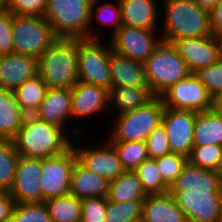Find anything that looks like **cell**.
<instances>
[{
	"label": "cell",
	"instance_id": "6da1fadb",
	"mask_svg": "<svg viewBox=\"0 0 222 222\" xmlns=\"http://www.w3.org/2000/svg\"><path fill=\"white\" fill-rule=\"evenodd\" d=\"M159 2L164 6H162L163 12L160 13L163 24H159L162 41L173 43L179 39L213 35L210 29L209 12L200 8L193 0H160Z\"/></svg>",
	"mask_w": 222,
	"mask_h": 222
},
{
	"label": "cell",
	"instance_id": "7a4b0ae2",
	"mask_svg": "<svg viewBox=\"0 0 222 222\" xmlns=\"http://www.w3.org/2000/svg\"><path fill=\"white\" fill-rule=\"evenodd\" d=\"M12 140L20 156L38 159L59 155L72 145V138L63 129L34 115L26 116Z\"/></svg>",
	"mask_w": 222,
	"mask_h": 222
},
{
	"label": "cell",
	"instance_id": "3957f363",
	"mask_svg": "<svg viewBox=\"0 0 222 222\" xmlns=\"http://www.w3.org/2000/svg\"><path fill=\"white\" fill-rule=\"evenodd\" d=\"M78 38H57L38 58V75L48 88L72 89L78 82Z\"/></svg>",
	"mask_w": 222,
	"mask_h": 222
},
{
	"label": "cell",
	"instance_id": "277c9868",
	"mask_svg": "<svg viewBox=\"0 0 222 222\" xmlns=\"http://www.w3.org/2000/svg\"><path fill=\"white\" fill-rule=\"evenodd\" d=\"M143 65L149 90L156 97L191 74L173 43L165 41L159 43Z\"/></svg>",
	"mask_w": 222,
	"mask_h": 222
},
{
	"label": "cell",
	"instance_id": "5b68a950",
	"mask_svg": "<svg viewBox=\"0 0 222 222\" xmlns=\"http://www.w3.org/2000/svg\"><path fill=\"white\" fill-rule=\"evenodd\" d=\"M165 108L162 98L154 96L144 106L112 117L114 120L108 121L111 129L104 137L108 141H146L162 123Z\"/></svg>",
	"mask_w": 222,
	"mask_h": 222
},
{
	"label": "cell",
	"instance_id": "8992f818",
	"mask_svg": "<svg viewBox=\"0 0 222 222\" xmlns=\"http://www.w3.org/2000/svg\"><path fill=\"white\" fill-rule=\"evenodd\" d=\"M93 0H48L44 19L57 38L89 39Z\"/></svg>",
	"mask_w": 222,
	"mask_h": 222
},
{
	"label": "cell",
	"instance_id": "52a82bcc",
	"mask_svg": "<svg viewBox=\"0 0 222 222\" xmlns=\"http://www.w3.org/2000/svg\"><path fill=\"white\" fill-rule=\"evenodd\" d=\"M107 39H78L79 81L111 89L110 52ZM104 41V42H103Z\"/></svg>",
	"mask_w": 222,
	"mask_h": 222
},
{
	"label": "cell",
	"instance_id": "ba28073f",
	"mask_svg": "<svg viewBox=\"0 0 222 222\" xmlns=\"http://www.w3.org/2000/svg\"><path fill=\"white\" fill-rule=\"evenodd\" d=\"M13 52L39 58L57 39L44 17H13Z\"/></svg>",
	"mask_w": 222,
	"mask_h": 222
},
{
	"label": "cell",
	"instance_id": "9c48e42d",
	"mask_svg": "<svg viewBox=\"0 0 222 222\" xmlns=\"http://www.w3.org/2000/svg\"><path fill=\"white\" fill-rule=\"evenodd\" d=\"M79 137L81 140L84 138L81 136L75 137L72 139V145L77 156V161L83 167L106 178L109 182L125 172L117 151L105 137L103 138L104 140L101 138L98 139V141L101 140L102 142L100 144L98 141L95 142L94 145L96 146H93V144L87 146L86 143L81 144ZM76 139H78L79 143L76 142Z\"/></svg>",
	"mask_w": 222,
	"mask_h": 222
},
{
	"label": "cell",
	"instance_id": "30bf717a",
	"mask_svg": "<svg viewBox=\"0 0 222 222\" xmlns=\"http://www.w3.org/2000/svg\"><path fill=\"white\" fill-rule=\"evenodd\" d=\"M76 161L73 145L59 155L41 159L42 202L70 194L71 174Z\"/></svg>",
	"mask_w": 222,
	"mask_h": 222
},
{
	"label": "cell",
	"instance_id": "8fae6325",
	"mask_svg": "<svg viewBox=\"0 0 222 222\" xmlns=\"http://www.w3.org/2000/svg\"><path fill=\"white\" fill-rule=\"evenodd\" d=\"M108 40L116 53L144 63L162 38L159 30L122 25Z\"/></svg>",
	"mask_w": 222,
	"mask_h": 222
},
{
	"label": "cell",
	"instance_id": "7c38bea8",
	"mask_svg": "<svg viewBox=\"0 0 222 222\" xmlns=\"http://www.w3.org/2000/svg\"><path fill=\"white\" fill-rule=\"evenodd\" d=\"M34 116L63 129L72 139L82 136L88 129L87 126L80 128V123L78 126L76 124L74 126H72L73 124L70 125L72 122L71 89L48 88L45 98L40 103Z\"/></svg>",
	"mask_w": 222,
	"mask_h": 222
},
{
	"label": "cell",
	"instance_id": "4fadbf2b",
	"mask_svg": "<svg viewBox=\"0 0 222 222\" xmlns=\"http://www.w3.org/2000/svg\"><path fill=\"white\" fill-rule=\"evenodd\" d=\"M164 106L204 112L213 109L214 98L195 73L171 86L161 96Z\"/></svg>",
	"mask_w": 222,
	"mask_h": 222
},
{
	"label": "cell",
	"instance_id": "5bb4252c",
	"mask_svg": "<svg viewBox=\"0 0 222 222\" xmlns=\"http://www.w3.org/2000/svg\"><path fill=\"white\" fill-rule=\"evenodd\" d=\"M185 213L187 222H218L222 205V192L191 190L169 192Z\"/></svg>",
	"mask_w": 222,
	"mask_h": 222
},
{
	"label": "cell",
	"instance_id": "9a60e30c",
	"mask_svg": "<svg viewBox=\"0 0 222 222\" xmlns=\"http://www.w3.org/2000/svg\"><path fill=\"white\" fill-rule=\"evenodd\" d=\"M72 123L76 120L81 123L85 120L94 119L101 115H107L109 121L111 116L109 114V90L104 87L88 84L79 81L72 89ZM96 115L97 118H94ZM99 116V117H98ZM80 119V120H79ZM74 120V121H73Z\"/></svg>",
	"mask_w": 222,
	"mask_h": 222
},
{
	"label": "cell",
	"instance_id": "2e32d148",
	"mask_svg": "<svg viewBox=\"0 0 222 222\" xmlns=\"http://www.w3.org/2000/svg\"><path fill=\"white\" fill-rule=\"evenodd\" d=\"M197 112L165 108L162 124L166 129L172 153L189 156L194 147L193 131Z\"/></svg>",
	"mask_w": 222,
	"mask_h": 222
},
{
	"label": "cell",
	"instance_id": "e0dca14e",
	"mask_svg": "<svg viewBox=\"0 0 222 222\" xmlns=\"http://www.w3.org/2000/svg\"><path fill=\"white\" fill-rule=\"evenodd\" d=\"M173 45L191 73L215 64L222 57L221 37L211 35L175 40Z\"/></svg>",
	"mask_w": 222,
	"mask_h": 222
},
{
	"label": "cell",
	"instance_id": "ac0fdd59",
	"mask_svg": "<svg viewBox=\"0 0 222 222\" xmlns=\"http://www.w3.org/2000/svg\"><path fill=\"white\" fill-rule=\"evenodd\" d=\"M41 159L20 156L10 194L15 203L42 202Z\"/></svg>",
	"mask_w": 222,
	"mask_h": 222
},
{
	"label": "cell",
	"instance_id": "d6986e66",
	"mask_svg": "<svg viewBox=\"0 0 222 222\" xmlns=\"http://www.w3.org/2000/svg\"><path fill=\"white\" fill-rule=\"evenodd\" d=\"M38 75V59L18 53L0 56V88L15 91Z\"/></svg>",
	"mask_w": 222,
	"mask_h": 222
},
{
	"label": "cell",
	"instance_id": "ffe728a7",
	"mask_svg": "<svg viewBox=\"0 0 222 222\" xmlns=\"http://www.w3.org/2000/svg\"><path fill=\"white\" fill-rule=\"evenodd\" d=\"M158 1V0H157ZM156 0H119L122 25L159 30L161 6ZM158 8L160 10H158Z\"/></svg>",
	"mask_w": 222,
	"mask_h": 222
},
{
	"label": "cell",
	"instance_id": "44dd1931",
	"mask_svg": "<svg viewBox=\"0 0 222 222\" xmlns=\"http://www.w3.org/2000/svg\"><path fill=\"white\" fill-rule=\"evenodd\" d=\"M191 190H209L222 192V185L218 171L196 167L189 162L177 177L169 192H183Z\"/></svg>",
	"mask_w": 222,
	"mask_h": 222
},
{
	"label": "cell",
	"instance_id": "7402d4cb",
	"mask_svg": "<svg viewBox=\"0 0 222 222\" xmlns=\"http://www.w3.org/2000/svg\"><path fill=\"white\" fill-rule=\"evenodd\" d=\"M142 220L143 222H187L185 213L169 192L148 195L144 199Z\"/></svg>",
	"mask_w": 222,
	"mask_h": 222
},
{
	"label": "cell",
	"instance_id": "603a6c76",
	"mask_svg": "<svg viewBox=\"0 0 222 222\" xmlns=\"http://www.w3.org/2000/svg\"><path fill=\"white\" fill-rule=\"evenodd\" d=\"M109 66L111 87L148 86L143 63L111 50Z\"/></svg>",
	"mask_w": 222,
	"mask_h": 222
},
{
	"label": "cell",
	"instance_id": "cb8c5ba5",
	"mask_svg": "<svg viewBox=\"0 0 222 222\" xmlns=\"http://www.w3.org/2000/svg\"><path fill=\"white\" fill-rule=\"evenodd\" d=\"M94 20L100 24L99 27L103 25L104 27L106 26V28L108 27V31L110 33L107 35V37H111L122 26L121 5L119 0H93L92 2L89 39H105V35H103V33L104 31H107V29L105 28V30H103V32L100 34V30L96 27V25H94L96 23ZM101 35H103L102 38Z\"/></svg>",
	"mask_w": 222,
	"mask_h": 222
},
{
	"label": "cell",
	"instance_id": "d4e9b609",
	"mask_svg": "<svg viewBox=\"0 0 222 222\" xmlns=\"http://www.w3.org/2000/svg\"><path fill=\"white\" fill-rule=\"evenodd\" d=\"M109 181L83 167L76 161L71 174L70 194L79 199L88 197H107Z\"/></svg>",
	"mask_w": 222,
	"mask_h": 222
},
{
	"label": "cell",
	"instance_id": "484cf974",
	"mask_svg": "<svg viewBox=\"0 0 222 222\" xmlns=\"http://www.w3.org/2000/svg\"><path fill=\"white\" fill-rule=\"evenodd\" d=\"M153 97L148 86L111 87L109 90V115L113 114L114 117L142 107Z\"/></svg>",
	"mask_w": 222,
	"mask_h": 222
},
{
	"label": "cell",
	"instance_id": "4316f807",
	"mask_svg": "<svg viewBox=\"0 0 222 222\" xmlns=\"http://www.w3.org/2000/svg\"><path fill=\"white\" fill-rule=\"evenodd\" d=\"M26 116L17 102L14 91L0 88V139H13Z\"/></svg>",
	"mask_w": 222,
	"mask_h": 222
},
{
	"label": "cell",
	"instance_id": "83f0119b",
	"mask_svg": "<svg viewBox=\"0 0 222 222\" xmlns=\"http://www.w3.org/2000/svg\"><path fill=\"white\" fill-rule=\"evenodd\" d=\"M148 195L134 171H125L109 183L108 200L117 203L144 201Z\"/></svg>",
	"mask_w": 222,
	"mask_h": 222
},
{
	"label": "cell",
	"instance_id": "f1b7e54d",
	"mask_svg": "<svg viewBox=\"0 0 222 222\" xmlns=\"http://www.w3.org/2000/svg\"><path fill=\"white\" fill-rule=\"evenodd\" d=\"M193 141L194 145L222 146V115L214 109L197 112Z\"/></svg>",
	"mask_w": 222,
	"mask_h": 222
},
{
	"label": "cell",
	"instance_id": "f546056e",
	"mask_svg": "<svg viewBox=\"0 0 222 222\" xmlns=\"http://www.w3.org/2000/svg\"><path fill=\"white\" fill-rule=\"evenodd\" d=\"M48 87L42 81L39 75L28 79L23 85L15 91V96L20 108L28 115H34L44 100Z\"/></svg>",
	"mask_w": 222,
	"mask_h": 222
},
{
	"label": "cell",
	"instance_id": "4dcf8cb0",
	"mask_svg": "<svg viewBox=\"0 0 222 222\" xmlns=\"http://www.w3.org/2000/svg\"><path fill=\"white\" fill-rule=\"evenodd\" d=\"M52 222L81 221V199L74 195L50 198L44 201Z\"/></svg>",
	"mask_w": 222,
	"mask_h": 222
},
{
	"label": "cell",
	"instance_id": "1f68e13d",
	"mask_svg": "<svg viewBox=\"0 0 222 222\" xmlns=\"http://www.w3.org/2000/svg\"><path fill=\"white\" fill-rule=\"evenodd\" d=\"M19 157L12 139H0V190L12 188Z\"/></svg>",
	"mask_w": 222,
	"mask_h": 222
},
{
	"label": "cell",
	"instance_id": "d6a6232c",
	"mask_svg": "<svg viewBox=\"0 0 222 222\" xmlns=\"http://www.w3.org/2000/svg\"><path fill=\"white\" fill-rule=\"evenodd\" d=\"M118 153L125 171H135L148 159L146 141H109Z\"/></svg>",
	"mask_w": 222,
	"mask_h": 222
},
{
	"label": "cell",
	"instance_id": "836d02e7",
	"mask_svg": "<svg viewBox=\"0 0 222 222\" xmlns=\"http://www.w3.org/2000/svg\"><path fill=\"white\" fill-rule=\"evenodd\" d=\"M147 195L164 194L169 187L163 182L155 159H146L135 171Z\"/></svg>",
	"mask_w": 222,
	"mask_h": 222
},
{
	"label": "cell",
	"instance_id": "e575fe53",
	"mask_svg": "<svg viewBox=\"0 0 222 222\" xmlns=\"http://www.w3.org/2000/svg\"><path fill=\"white\" fill-rule=\"evenodd\" d=\"M188 162L196 167L218 171L222 162V146L194 145L188 156Z\"/></svg>",
	"mask_w": 222,
	"mask_h": 222
},
{
	"label": "cell",
	"instance_id": "d590c367",
	"mask_svg": "<svg viewBox=\"0 0 222 222\" xmlns=\"http://www.w3.org/2000/svg\"><path fill=\"white\" fill-rule=\"evenodd\" d=\"M143 201L117 203L107 198L106 222H135L142 219Z\"/></svg>",
	"mask_w": 222,
	"mask_h": 222
},
{
	"label": "cell",
	"instance_id": "8d00e7d4",
	"mask_svg": "<svg viewBox=\"0 0 222 222\" xmlns=\"http://www.w3.org/2000/svg\"><path fill=\"white\" fill-rule=\"evenodd\" d=\"M163 182L171 188L177 177L188 163V157L182 154L171 153L155 159Z\"/></svg>",
	"mask_w": 222,
	"mask_h": 222
},
{
	"label": "cell",
	"instance_id": "74e56055",
	"mask_svg": "<svg viewBox=\"0 0 222 222\" xmlns=\"http://www.w3.org/2000/svg\"><path fill=\"white\" fill-rule=\"evenodd\" d=\"M10 222H52L45 202L16 203Z\"/></svg>",
	"mask_w": 222,
	"mask_h": 222
},
{
	"label": "cell",
	"instance_id": "f35d334b",
	"mask_svg": "<svg viewBox=\"0 0 222 222\" xmlns=\"http://www.w3.org/2000/svg\"><path fill=\"white\" fill-rule=\"evenodd\" d=\"M195 75L213 98L222 93V57L215 64L199 69Z\"/></svg>",
	"mask_w": 222,
	"mask_h": 222
},
{
	"label": "cell",
	"instance_id": "ab89813d",
	"mask_svg": "<svg viewBox=\"0 0 222 222\" xmlns=\"http://www.w3.org/2000/svg\"><path fill=\"white\" fill-rule=\"evenodd\" d=\"M146 145L148 157L151 159H156L172 153L167 132L162 123L148 135Z\"/></svg>",
	"mask_w": 222,
	"mask_h": 222
},
{
	"label": "cell",
	"instance_id": "60d3db41",
	"mask_svg": "<svg viewBox=\"0 0 222 222\" xmlns=\"http://www.w3.org/2000/svg\"><path fill=\"white\" fill-rule=\"evenodd\" d=\"M82 222H106L107 197L81 199Z\"/></svg>",
	"mask_w": 222,
	"mask_h": 222
},
{
	"label": "cell",
	"instance_id": "b9f144b4",
	"mask_svg": "<svg viewBox=\"0 0 222 222\" xmlns=\"http://www.w3.org/2000/svg\"><path fill=\"white\" fill-rule=\"evenodd\" d=\"M48 0H7V12L20 16L44 17Z\"/></svg>",
	"mask_w": 222,
	"mask_h": 222
},
{
	"label": "cell",
	"instance_id": "7bdbcfd3",
	"mask_svg": "<svg viewBox=\"0 0 222 222\" xmlns=\"http://www.w3.org/2000/svg\"><path fill=\"white\" fill-rule=\"evenodd\" d=\"M13 17L11 12L0 14V56L13 53Z\"/></svg>",
	"mask_w": 222,
	"mask_h": 222
},
{
	"label": "cell",
	"instance_id": "ee69618b",
	"mask_svg": "<svg viewBox=\"0 0 222 222\" xmlns=\"http://www.w3.org/2000/svg\"><path fill=\"white\" fill-rule=\"evenodd\" d=\"M15 204L9 191L0 190V222H10Z\"/></svg>",
	"mask_w": 222,
	"mask_h": 222
},
{
	"label": "cell",
	"instance_id": "f6af8a7d",
	"mask_svg": "<svg viewBox=\"0 0 222 222\" xmlns=\"http://www.w3.org/2000/svg\"><path fill=\"white\" fill-rule=\"evenodd\" d=\"M210 29L213 35L222 36V0L209 12Z\"/></svg>",
	"mask_w": 222,
	"mask_h": 222
},
{
	"label": "cell",
	"instance_id": "bcb514c9",
	"mask_svg": "<svg viewBox=\"0 0 222 222\" xmlns=\"http://www.w3.org/2000/svg\"><path fill=\"white\" fill-rule=\"evenodd\" d=\"M200 8L210 12L219 0H193Z\"/></svg>",
	"mask_w": 222,
	"mask_h": 222
},
{
	"label": "cell",
	"instance_id": "7dc6e473",
	"mask_svg": "<svg viewBox=\"0 0 222 222\" xmlns=\"http://www.w3.org/2000/svg\"><path fill=\"white\" fill-rule=\"evenodd\" d=\"M213 109L220 115H222V93L214 97Z\"/></svg>",
	"mask_w": 222,
	"mask_h": 222
},
{
	"label": "cell",
	"instance_id": "c3c4849f",
	"mask_svg": "<svg viewBox=\"0 0 222 222\" xmlns=\"http://www.w3.org/2000/svg\"><path fill=\"white\" fill-rule=\"evenodd\" d=\"M7 12V0H0V14Z\"/></svg>",
	"mask_w": 222,
	"mask_h": 222
},
{
	"label": "cell",
	"instance_id": "681fc988",
	"mask_svg": "<svg viewBox=\"0 0 222 222\" xmlns=\"http://www.w3.org/2000/svg\"><path fill=\"white\" fill-rule=\"evenodd\" d=\"M218 174H219V178H220L221 185H222V162H221L220 167L218 169Z\"/></svg>",
	"mask_w": 222,
	"mask_h": 222
},
{
	"label": "cell",
	"instance_id": "f907efd6",
	"mask_svg": "<svg viewBox=\"0 0 222 222\" xmlns=\"http://www.w3.org/2000/svg\"><path fill=\"white\" fill-rule=\"evenodd\" d=\"M218 222H222V205H221V210H220Z\"/></svg>",
	"mask_w": 222,
	"mask_h": 222
}]
</instances>
